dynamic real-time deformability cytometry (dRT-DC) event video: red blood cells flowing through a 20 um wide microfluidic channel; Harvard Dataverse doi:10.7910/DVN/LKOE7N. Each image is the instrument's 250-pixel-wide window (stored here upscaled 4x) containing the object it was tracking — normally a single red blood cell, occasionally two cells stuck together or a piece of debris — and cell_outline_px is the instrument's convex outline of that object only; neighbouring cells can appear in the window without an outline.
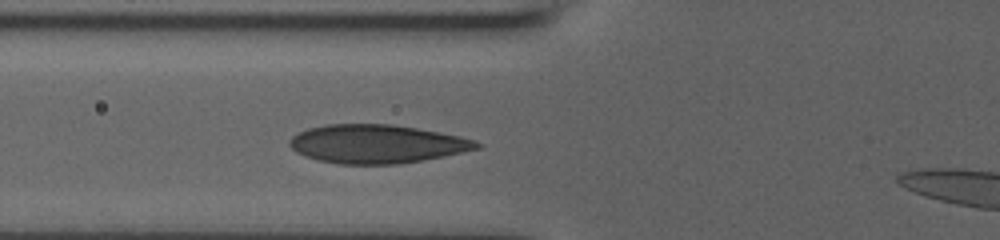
{"species": "human", "species_latin": "Homo sapiens", "temperature_condition": "room temperature", "stored_images_in_passage": 19, "camera_frame_rate_fps": 3000, "um_per_image_px": 0.085, "donor": {"sex": "male"}, "frame": {"image": 1, "passage_image": 4, "time_ms": 1.0, "image_size_px": [1000, 240], "cell_outline_px": [[484, 144], [480, 148], [444, 156], [424, 160], [400, 164], [340, 164], [320, 160], [304, 156], [296, 152], [288, 144], [288, 140], [292, 136], [308, 128], [324, 124], [392, 124], [416, 128], [460, 136], [476, 140]], "centroid_in_image_um": [32.04, 12.23], "position_along_channel_um": 93.8, "area_um2": 42.19}}
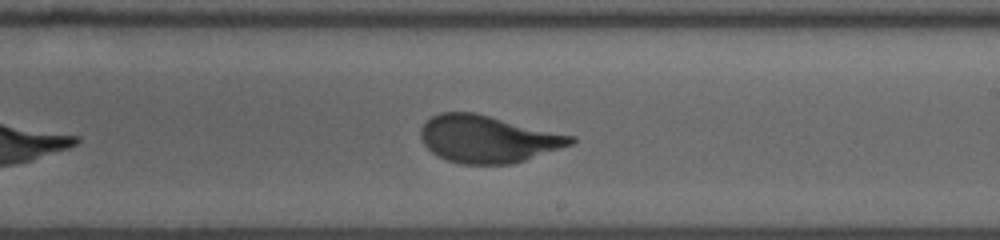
{"frame": {"image": 2, "passage_image": 12, "time_ms": 3.667, "image_size_px": [1000, 240], "cell_outline_px": [[576, 140], [572, 144], [512, 164], [460, 164], [448, 160], [432, 152], [424, 144], [420, 136], [420, 128], [432, 116], [440, 112], [476, 112], [576, 136]], "centroid_in_image_um": [41.47, 11.8], "position_along_channel_um": 247.5, "area_um2": 41.27}}
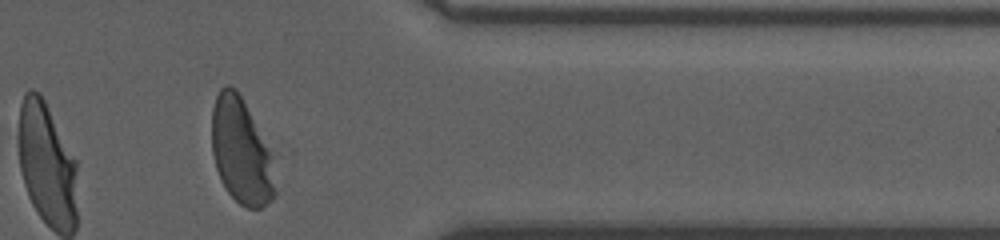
{"frame": {"image": 3, "passage_image": 19, "time_ms": 6.0, "image_size_px": [1000, 240], "cell_outline_px": [[276, 196], [268, 204], [260, 208], [248, 208], [240, 204], [228, 192], [220, 180], [216, 168], [212, 152], [212, 108], [216, 96], [220, 88], [224, 84], [228, 84], [236, 88], [268, 148], [272, 156], [276, 192]], "centroid_in_image_um": [20.48, 12.89], "position_along_channel_um": 390.9, "area_um2": 38.78}}